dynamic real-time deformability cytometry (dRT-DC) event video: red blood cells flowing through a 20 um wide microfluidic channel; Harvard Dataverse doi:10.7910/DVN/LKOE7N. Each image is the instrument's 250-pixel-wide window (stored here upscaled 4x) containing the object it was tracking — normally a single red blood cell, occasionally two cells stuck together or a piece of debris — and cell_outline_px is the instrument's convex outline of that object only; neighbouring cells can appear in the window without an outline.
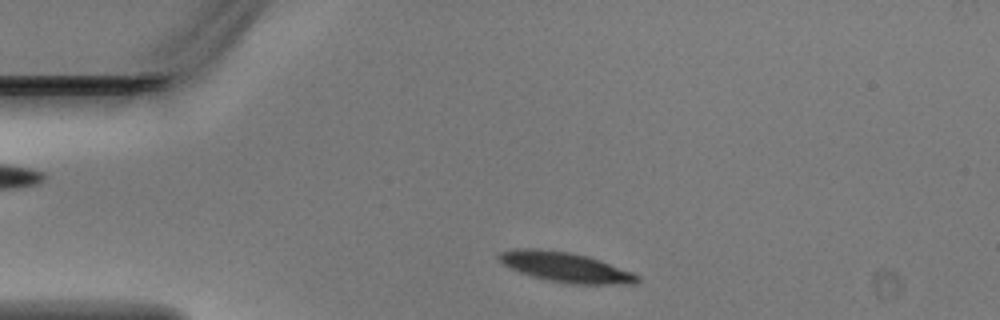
{"species": "Egyptian fruit bat (a non-hibernating species)", "species_latin": "Rousettus aegyptiacus", "temperature_condition": "warm", "stored_images_in_passage": 4, "camera_frame_rate_fps": 3000, "um_per_image_px": 0.085, "animal": {"sex": "male"}, "frame": {"image": 1, "passage_image": 1, "time_ms": 0.0, "image_size_px": [1000, 320], "cell_outline_px": [[640, 280], [636, 284], [572, 284], [548, 280], [532, 276], [508, 268], [496, 260], [496, 256], [500, 252], [512, 248], [540, 248], [568, 252], [588, 256], [600, 260], [632, 272], [640, 276]], "centroid_in_image_um": [48.01, 22.7], "position_along_channel_um": 37.0, "area_um2": 24.39}}
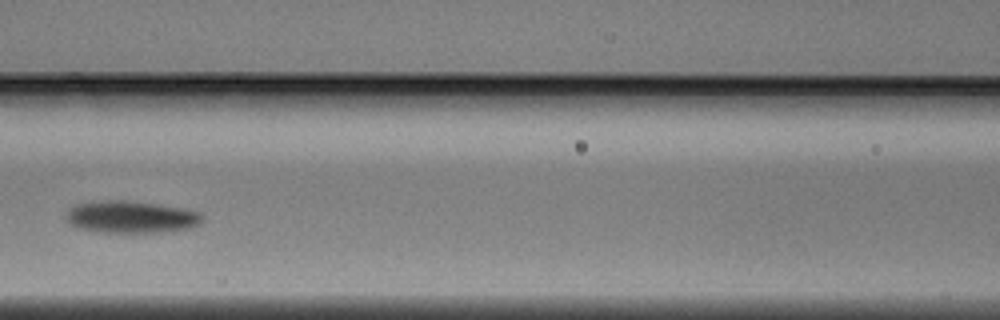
{"frame": {"image": 2, "passage_image": 4, "time_ms": 1.0, "image_size_px": [1000, 320], "cell_outline_px": [[204, 220], [200, 224], [188, 228], [160, 232], [100, 232], [80, 228], [68, 224], [68, 212], [76, 204], [108, 200], [124, 200], [156, 204], [184, 208], [200, 212], [204, 216]], "centroid_in_image_um": [11.2, 18.44], "position_along_channel_um": 155.4, "area_um2": 25.26}}